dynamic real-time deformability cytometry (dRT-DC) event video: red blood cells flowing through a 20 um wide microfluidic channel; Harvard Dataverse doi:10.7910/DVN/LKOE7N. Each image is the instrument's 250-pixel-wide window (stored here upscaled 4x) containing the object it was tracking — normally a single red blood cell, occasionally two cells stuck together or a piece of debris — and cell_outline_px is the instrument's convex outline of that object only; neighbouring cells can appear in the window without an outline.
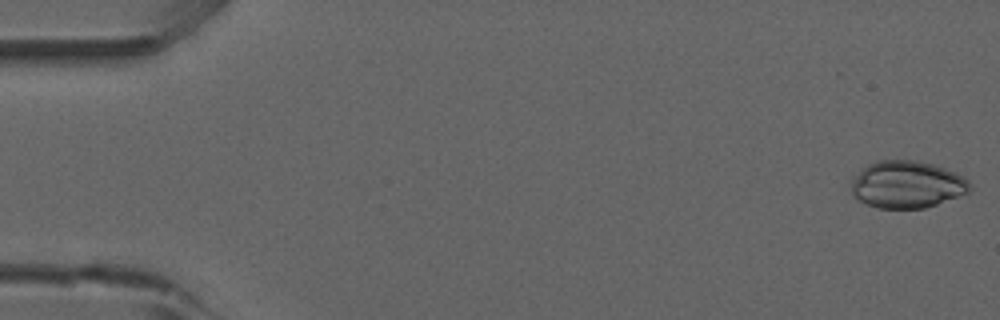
{"species": "common noctule bat (a hibernating species)", "species_latin": "Nyctalus noctula", "temperature_condition": "room temperature", "stored_images_in_passage": 52, "camera_frame_rate_fps": 3000, "um_per_image_px": 0.085, "animal": {"sex": "male", "forearm_length_mm": 52.5}, "frame": {"image": 1, "passage_image": 1, "time_ms": 0.0, "image_size_px": [1000, 320], "cell_outline_px": [[968, 192], [936, 204], [924, 208], [880, 208], [868, 204], [860, 200], [852, 192], [852, 176], [860, 168], [868, 164], [880, 160], [916, 160], [932, 164], [944, 168], [968, 180]], "centroid_in_image_um": [77.03, 15.67], "position_along_channel_um": 8.0, "area_um2": 32.14}}
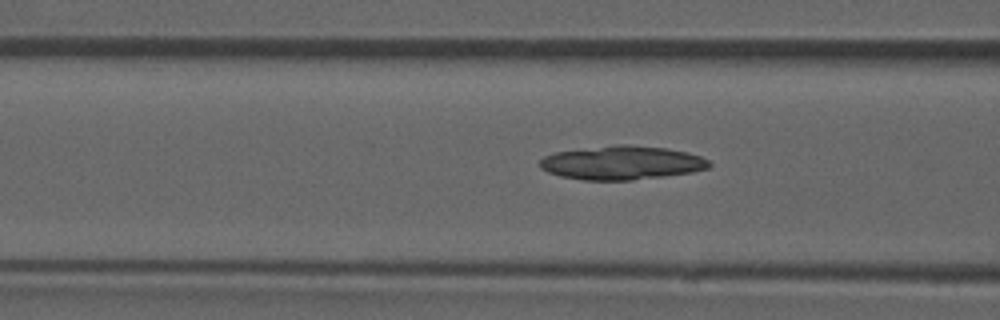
{"frame": {"image": 2, "passage_image": 20, "time_ms": 6.333, "image_size_px": [1000, 320], "cell_outline_px": [[712, 164], [708, 168], [692, 172], [664, 176], [632, 180], [584, 180], [560, 176], [548, 172], [540, 168], [540, 160], [544, 156], [556, 152], [616, 144], [628, 144], [668, 148], [688, 152], [700, 156], [708, 160]], "centroid_in_image_um": [52.87, 13.83], "position_along_channel_um": 113.7, "area_um2": 33.41}}
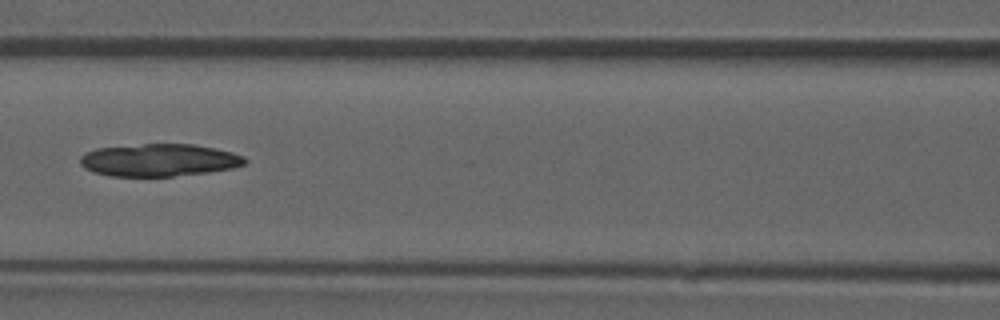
{"frame": {"image": 3, "passage_image": 23, "time_ms": 7.333, "image_size_px": [1000, 320], "cell_outline_px": [[248, 160], [244, 164], [232, 168], [208, 172], [172, 176], [112, 176], [92, 172], [84, 168], [80, 164], [80, 156], [96, 148], [144, 144], [192, 144], [232, 152], [244, 156]], "centroid_in_image_um": [13.51, 13.61], "position_along_channel_um": 153.1, "area_um2": 31.04}}